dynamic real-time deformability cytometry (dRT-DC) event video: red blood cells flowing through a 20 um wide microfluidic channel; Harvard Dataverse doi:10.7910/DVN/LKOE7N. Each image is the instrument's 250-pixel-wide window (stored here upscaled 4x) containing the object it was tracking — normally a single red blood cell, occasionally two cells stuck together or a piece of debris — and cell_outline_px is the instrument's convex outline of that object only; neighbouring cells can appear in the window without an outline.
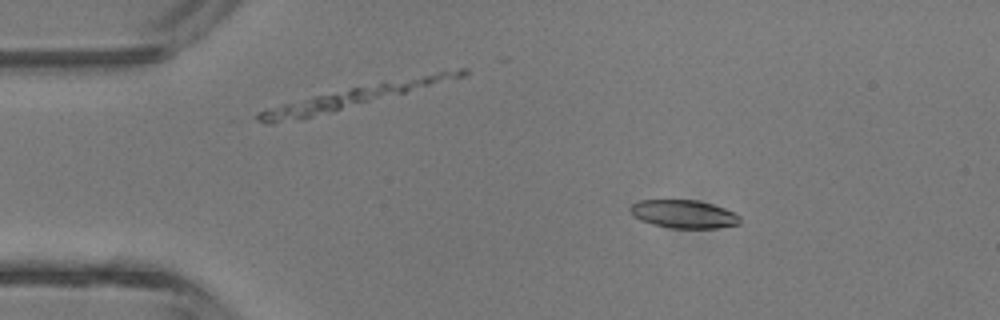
{"species": "common noctule bat (a hibernating species)", "species_latin": "Nyctalus noctula", "temperature_condition": "room temperature", "stored_images_in_passage": 5, "camera_frame_rate_fps": 3000, "um_per_image_px": 0.085, "animal": {"sex": "male", "body_mass_g": 13.3}, "frame": {"image": 1, "passage_image": 3, "time_ms": 2.333, "image_size_px": [1000, 320], "cell_outline_px": [[740, 224], [716, 228], [672, 228], [652, 224], [640, 220], [632, 216], [628, 208], [636, 200], [696, 200], [712, 204], [724, 208], [740, 216]], "centroid_in_image_um": [58.07, 18.19], "position_along_channel_um": 26.9, "area_um2": 18.09}}
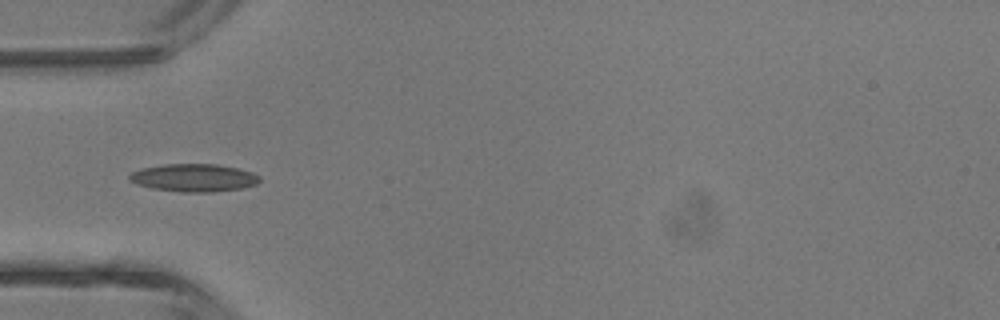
{"frame": {"image": 2, "passage_image": 5, "time_ms": 4.667, "image_size_px": [1000, 320], "cell_outline_px": [[260, 180], [256, 184], [240, 188], [212, 192], [180, 192], [152, 188], [136, 184], [128, 180], [128, 176], [132, 172], [140, 168], [164, 164], [216, 164], [236, 168], [252, 172], [260, 176]], "centroid_in_image_um": [16.43, 15.11], "position_along_channel_um": 68.6, "area_um2": 21.1}}